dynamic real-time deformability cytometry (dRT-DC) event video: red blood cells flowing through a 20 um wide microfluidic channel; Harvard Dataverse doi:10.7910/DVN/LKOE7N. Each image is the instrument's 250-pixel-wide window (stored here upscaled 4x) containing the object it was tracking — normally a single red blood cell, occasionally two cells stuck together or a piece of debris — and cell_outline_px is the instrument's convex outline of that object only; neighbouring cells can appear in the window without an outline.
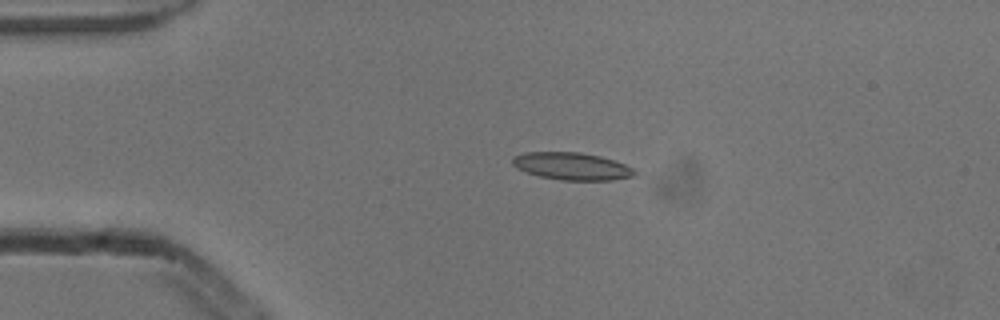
{"species": "common noctule bat (a hibernating species)", "species_latin": "Nyctalus noctula", "temperature_condition": "cold", "stored_images_in_passage": 3, "camera_frame_rate_fps": 3000, "um_per_image_px": 0.085, "animal": {"sex": "male", "body_mass_g": 13.3}, "frame": {"image": 1, "passage_image": 2, "time_ms": 0.333, "image_size_px": [1000, 320], "cell_outline_px": [[636, 172], [632, 176], [612, 180], [560, 180], [540, 176], [516, 168], [512, 164], [512, 156], [524, 152], [580, 152], [600, 156], [624, 164], [632, 168]], "centroid_in_image_um": [48.56, 14.12], "position_along_channel_um": 36.4, "area_um2": 19.36}}